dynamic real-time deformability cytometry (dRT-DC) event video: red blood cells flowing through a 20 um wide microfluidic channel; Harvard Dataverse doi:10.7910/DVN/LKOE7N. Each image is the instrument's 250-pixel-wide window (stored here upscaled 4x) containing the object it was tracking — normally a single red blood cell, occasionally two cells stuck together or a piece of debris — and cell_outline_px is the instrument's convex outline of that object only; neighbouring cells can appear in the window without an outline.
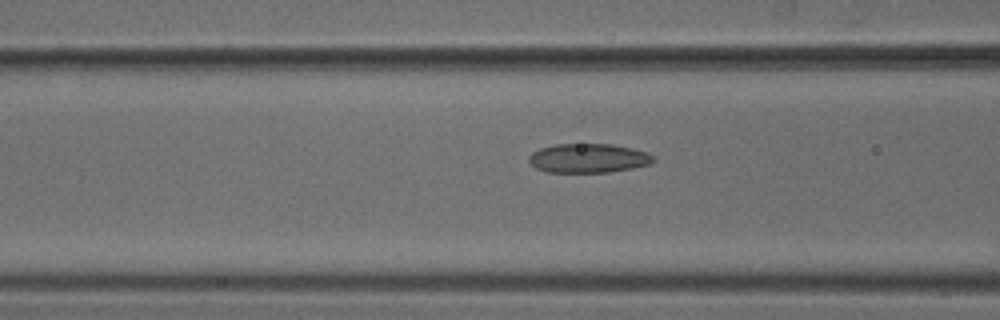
{"species": "common noctule bat (a hibernating species)", "species_latin": "Nyctalus noctula", "temperature_condition": "cold", "stored_images_in_passage": 16, "camera_frame_rate_fps": 3000, "um_per_image_px": 0.085, "animal": {"sex": "male", "body_mass_g": 18.8}, "frame": {"image": 1, "passage_image": 14, "time_ms": 4.333, "image_size_px": [1000, 320], "cell_outline_px": [[656, 160], [648, 164], [632, 168], [608, 172], [544, 172], [536, 168], [528, 160], [528, 156], [532, 152], [540, 148], [556, 144], [612, 144], [632, 148], [648, 152]], "centroid_in_image_um": [49.99, 13.44], "position_along_channel_um": 116.6, "area_um2": 21.15}}